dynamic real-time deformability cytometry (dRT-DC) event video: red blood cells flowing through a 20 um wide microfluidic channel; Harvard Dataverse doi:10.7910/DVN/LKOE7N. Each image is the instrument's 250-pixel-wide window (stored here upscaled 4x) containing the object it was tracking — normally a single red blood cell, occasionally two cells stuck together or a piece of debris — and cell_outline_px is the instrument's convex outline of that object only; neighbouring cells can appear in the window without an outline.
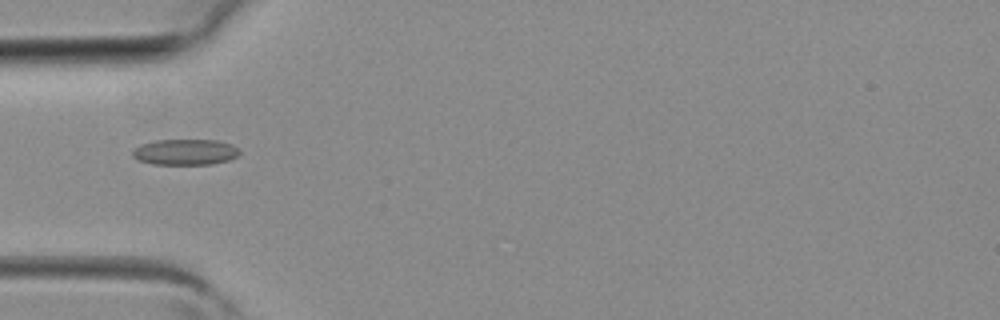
{"species": "common noctule bat (a hibernating species)", "species_latin": "Nyctalus noctula", "temperature_condition": "room temperature", "stored_images_in_passage": 2, "camera_frame_rate_fps": 3000, "um_per_image_px": 0.085, "animal": {"sex": "female", "body_mass_g": 19.3, "forearm_length_mm": 54.1}, "frame": {"image": 1, "passage_image": 1, "time_ms": 0.0, "image_size_px": [1000, 320], "cell_outline_px": [[240, 152], [236, 156], [228, 160], [212, 164], [152, 164], [140, 160], [132, 156], [132, 152], [140, 144], [156, 140], [216, 140], [232, 144], [240, 148]], "centroid_in_image_um": [15.76, 12.92], "position_along_channel_um": 69.2, "area_um2": 16.07}}
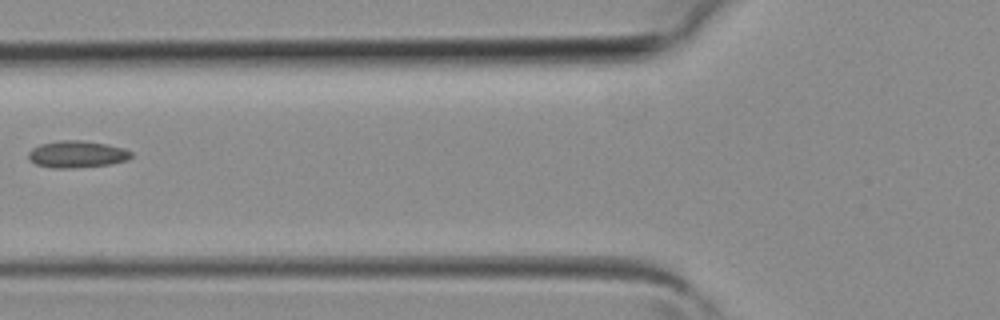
{"frame": {"image": 2, "passage_image": 2, "time_ms": 0.333, "image_size_px": [1000, 320], "cell_outline_px": [[132, 156], [128, 160], [112, 164], [72, 168], [52, 168], [36, 164], [28, 160], [28, 152], [32, 148], [40, 144], [60, 140], [80, 140], [104, 144], [124, 148], [132, 152]], "centroid_in_image_um": [6.53, 13.12], "position_along_channel_um": 119.3, "area_um2": 16.18}}